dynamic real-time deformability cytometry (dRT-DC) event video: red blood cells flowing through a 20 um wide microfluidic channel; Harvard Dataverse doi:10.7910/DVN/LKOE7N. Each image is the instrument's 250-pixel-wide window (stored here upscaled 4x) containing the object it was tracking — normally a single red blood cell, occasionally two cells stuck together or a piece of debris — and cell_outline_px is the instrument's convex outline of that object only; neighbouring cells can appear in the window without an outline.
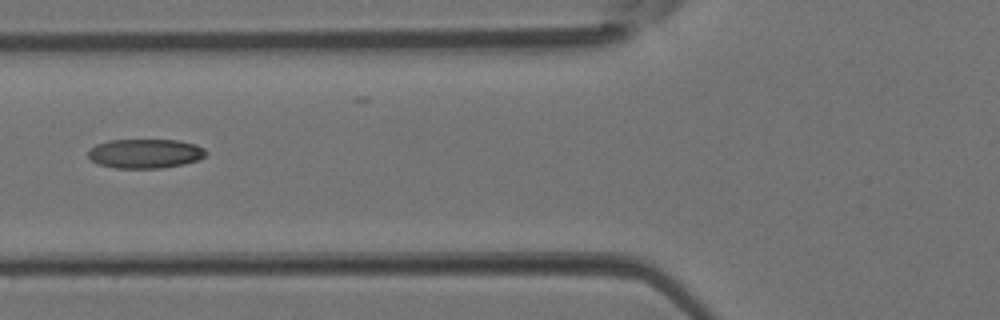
{"species": "Egyptian fruit bat (a non-hibernating species)", "species_latin": "Rousettus aegyptiacus", "temperature_condition": "room temperature", "stored_images_in_passage": 3, "camera_frame_rate_fps": 3000, "um_per_image_px": 0.085, "animal": {"sex": "female"}, "frame": {"image": 1, "passage_image": 3, "time_ms": 0.667, "image_size_px": [1000, 320], "cell_outline_px": [[208, 152], [204, 156], [196, 160], [184, 164], [160, 168], [116, 168], [96, 164], [88, 156], [88, 152], [96, 144], [108, 140], [176, 140], [196, 144], [204, 148]], "centroid_in_image_um": [12.33, 13.05], "position_along_channel_um": 113.5, "area_um2": 20.11}}